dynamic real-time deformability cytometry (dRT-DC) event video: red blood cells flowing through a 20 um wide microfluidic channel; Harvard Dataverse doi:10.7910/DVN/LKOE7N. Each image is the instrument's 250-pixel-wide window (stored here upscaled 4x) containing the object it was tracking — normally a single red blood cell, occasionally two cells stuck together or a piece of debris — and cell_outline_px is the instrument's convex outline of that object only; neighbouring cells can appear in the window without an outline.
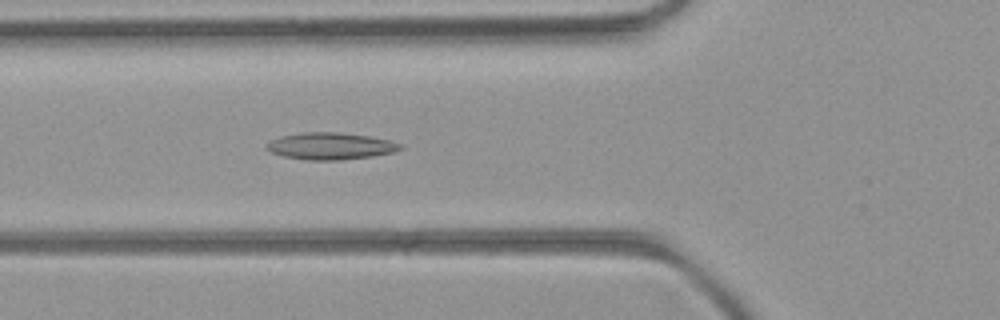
{"species": "common noctule bat (a hibernating species)", "species_latin": "Nyctalus noctula", "temperature_condition": "room temperature", "stored_images_in_passage": 51, "camera_frame_rate_fps": 3000, "um_per_image_px": 0.085, "animal": {"sex": "female", "body_mass_g": 21.9}, "frame": {"image": 1, "passage_image": 17, "time_ms": 5.333, "image_size_px": [1000, 320], "cell_outline_px": [[404, 148], [392, 152], [372, 156], [340, 160], [304, 160], [284, 156], [272, 152], [264, 148], [264, 144], [272, 140], [284, 136], [304, 132], [340, 132], [368, 136], [388, 140], [404, 144]], "centroid_in_image_um": [28.1, 12.42], "position_along_channel_um": 97.7, "area_um2": 20.92}}
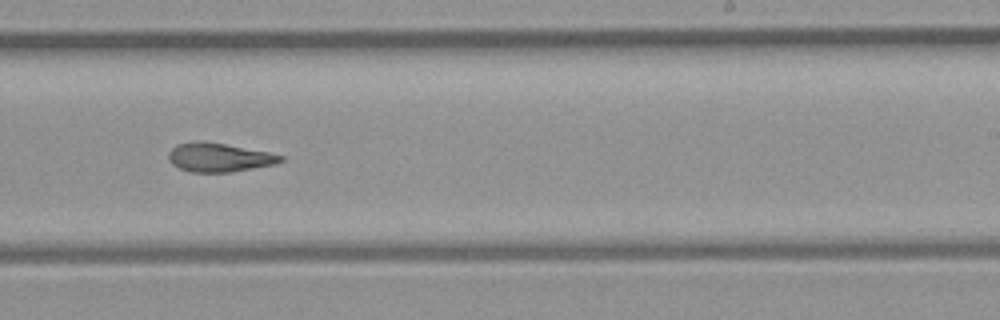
{"frame": {"image": 2, "passage_image": 30, "time_ms": 9.667, "image_size_px": [1000, 320], "cell_outline_px": [[284, 160], [276, 164], [232, 172], [192, 172], [180, 168], [172, 164], [168, 160], [168, 152], [176, 144], [200, 140], [224, 144], [268, 152], [284, 156]], "centroid_in_image_um": [18.61, 13.38], "position_along_channel_um": 270.4, "area_um2": 18.84}}
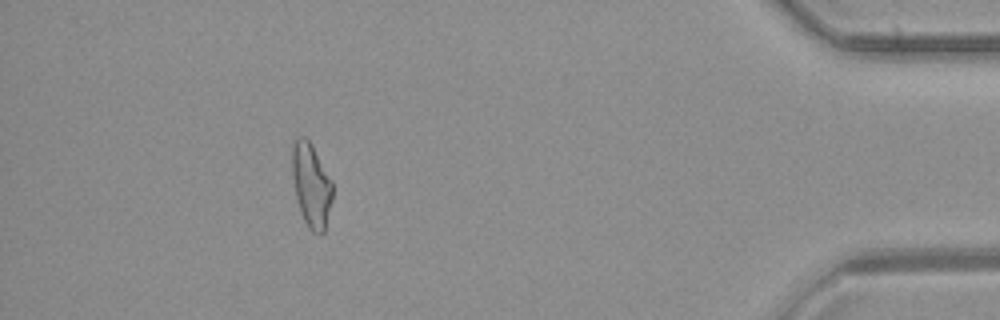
{"frame": {"image": 3, "passage_image": 45, "time_ms": 14.667, "image_size_px": [1000, 320], "cell_outline_px": [[332, 200], [324, 232], [320, 236], [312, 232], [308, 228], [304, 220], [296, 196], [292, 176], [292, 144], [296, 136], [304, 136], [308, 140], [332, 180]], "centroid_in_image_um": [26.45, 15.75], "position_along_channel_um": 408.8, "area_um2": 19.65}, "authors_computed_cell_mechanics": {"area_um2": 19.8832, "velocity_mm_per_s": 3.9738, "shape_relaxation_time_tau1_ms": null, "shape_relaxation_time_tau2_ms": 5.4724, "deformation_change_tau1": null, "deformation_change_tau2": 0.1501}}